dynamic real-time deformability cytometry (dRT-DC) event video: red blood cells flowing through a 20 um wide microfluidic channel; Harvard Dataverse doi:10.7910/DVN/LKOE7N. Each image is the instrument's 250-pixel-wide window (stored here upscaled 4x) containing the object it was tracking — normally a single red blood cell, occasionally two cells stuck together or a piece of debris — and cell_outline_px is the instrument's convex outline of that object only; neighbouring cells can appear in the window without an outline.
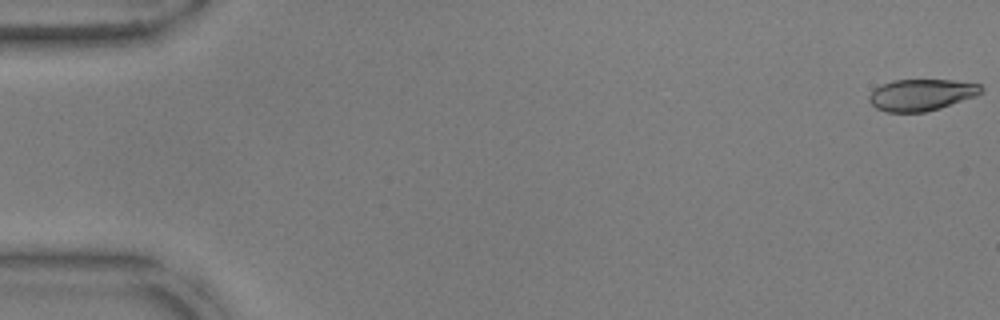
{"species": "common noctule bat (a hibernating species)", "species_latin": "Nyctalus noctula", "temperature_condition": "warm", "stored_images_in_passage": 54, "camera_frame_rate_fps": 3000, "um_per_image_px": 0.085, "animal": {"sex": "male", "body_mass_g": 17.9, "forearm_length_mm": 54.2}, "frame": {"image": 1, "passage_image": 1, "time_ms": 0.0, "image_size_px": [1000, 320], "cell_outline_px": [[984, 92], [976, 96], [940, 108], [924, 112], [884, 112], [876, 108], [868, 100], [868, 96], [880, 84], [892, 80], [952, 80], [980, 84], [984, 88]], "centroid_in_image_um": [78.32, 8.06], "position_along_channel_um": 6.7, "area_um2": 20.75}}
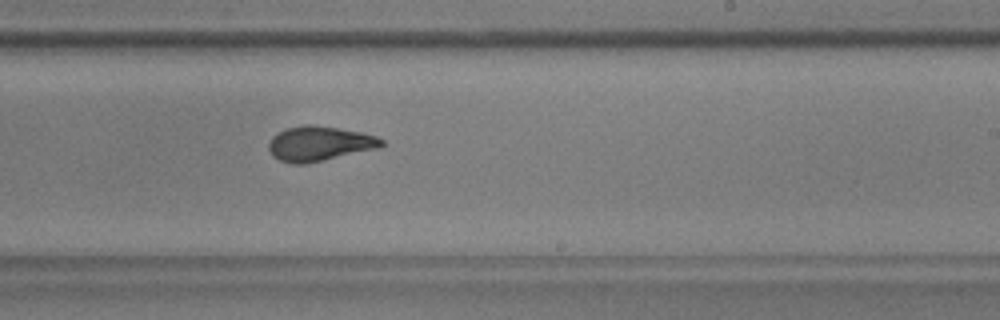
{"frame": {"image": 2, "passage_image": 33, "time_ms": 10.667, "image_size_px": [1000, 320], "cell_outline_px": [[384, 144], [380, 148], [324, 160], [304, 164], [292, 164], [280, 160], [272, 156], [268, 148], [268, 144], [272, 136], [288, 128], [304, 124], [316, 124], [364, 132], [376, 136], [384, 140]], "centroid_in_image_um": [27.17, 12.2], "position_along_channel_um": 261.8, "area_um2": 23.12}}
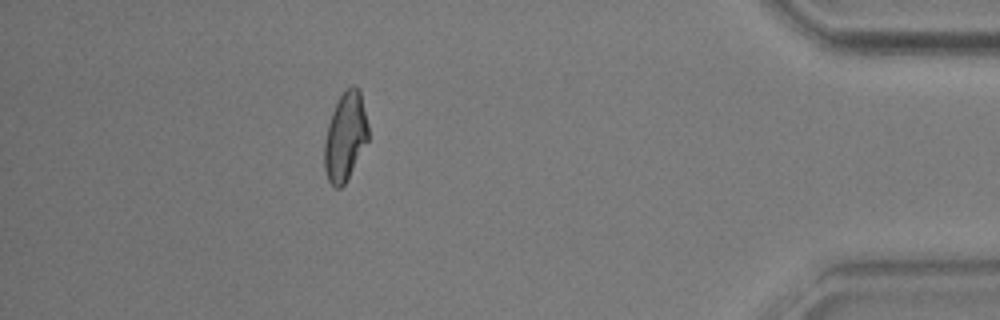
{"frame": {"image": 3, "passage_image": 48, "time_ms": 15.667, "image_size_px": [1000, 320], "cell_outline_px": [[368, 140], [344, 184], [340, 188], [336, 188], [328, 180], [324, 168], [324, 140], [328, 124], [332, 112], [340, 96], [352, 84], [356, 84], [360, 88], [368, 124]], "centroid_in_image_um": [29.35, 11.57], "position_along_channel_um": 405.9, "area_um2": 22.48}, "authors_computed_cell_mechanics": {"area_um2": 22.7443, "velocity_mm_per_s": 3.8029, "shape_relaxation_time_tau1_ms": 6.2964, "shape_relaxation_time_tau2_ms": 1.2474, "deformation_change_tau1": 0.1908, "deformation_change_tau2": 0.0687}}